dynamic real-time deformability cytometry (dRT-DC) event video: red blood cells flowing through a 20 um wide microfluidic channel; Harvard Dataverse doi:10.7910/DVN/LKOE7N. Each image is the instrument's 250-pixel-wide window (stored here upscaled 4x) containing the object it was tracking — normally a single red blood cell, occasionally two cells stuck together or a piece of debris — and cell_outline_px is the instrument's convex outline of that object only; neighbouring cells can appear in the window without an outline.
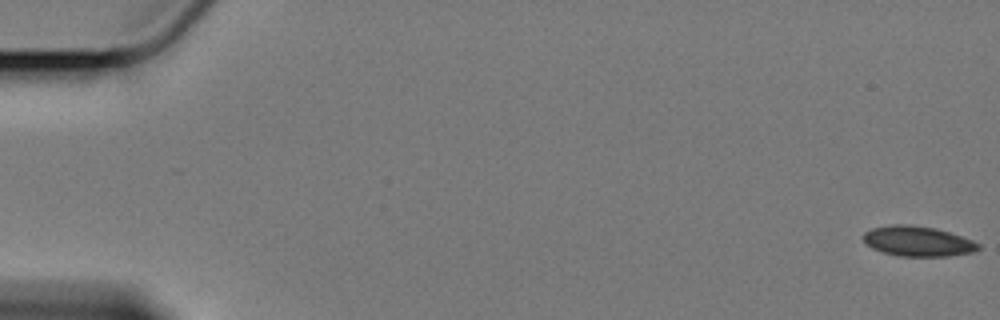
{"species": "Egyptian fruit bat (a non-hibernating species)", "species_latin": "Rousettus aegyptiacus", "temperature_condition": "cold", "stored_images_in_passage": 6, "camera_frame_rate_fps": 3000, "um_per_image_px": 0.085, "animal": {"sex": "female"}, "frame": {"image": 1, "passage_image": 1, "time_ms": 0.0, "image_size_px": [1000, 320], "cell_outline_px": [[980, 248], [976, 252], [948, 256], [900, 256], [884, 252], [872, 248], [860, 236], [864, 232], [872, 228], [892, 224], [908, 224], [936, 228], [972, 240], [980, 244]], "centroid_in_image_um": [78.01, 20.5], "position_along_channel_um": 7.0, "area_um2": 20.23}}